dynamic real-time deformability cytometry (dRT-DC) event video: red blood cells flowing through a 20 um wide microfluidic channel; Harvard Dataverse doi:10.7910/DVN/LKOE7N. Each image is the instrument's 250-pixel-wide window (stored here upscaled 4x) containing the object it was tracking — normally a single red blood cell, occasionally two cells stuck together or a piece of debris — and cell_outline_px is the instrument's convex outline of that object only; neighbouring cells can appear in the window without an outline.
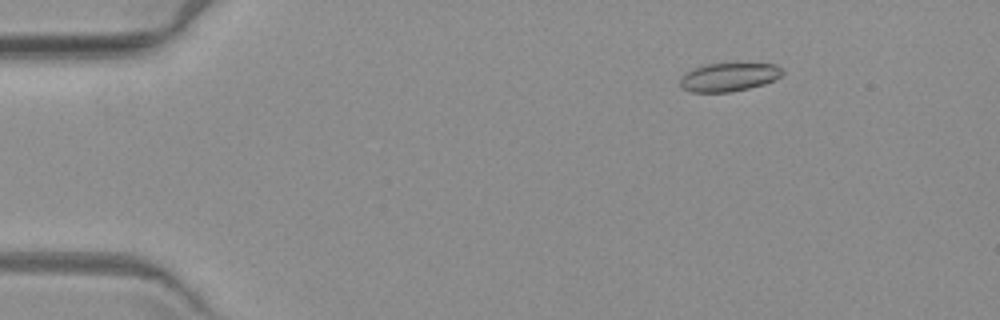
{"species": "common noctule bat (a hibernating species)", "species_latin": "Nyctalus noctula", "temperature_condition": "warm", "stored_images_in_passage": 6, "camera_frame_rate_fps": 3000, "um_per_image_px": 0.085, "animal": {"sex": "female", "body_mass_g": 19.3, "forearm_length_mm": 54.1}, "frame": {"image": 1, "passage_image": 3, "time_ms": 2.333, "image_size_px": [1000, 320], "cell_outline_px": [[784, 72], [780, 76], [764, 84], [748, 88], [728, 92], [692, 92], [680, 88], [680, 76], [704, 64], [776, 64], [784, 68]], "centroid_in_image_um": [61.95, 6.55], "position_along_channel_um": 23.1, "area_um2": 16.82}}